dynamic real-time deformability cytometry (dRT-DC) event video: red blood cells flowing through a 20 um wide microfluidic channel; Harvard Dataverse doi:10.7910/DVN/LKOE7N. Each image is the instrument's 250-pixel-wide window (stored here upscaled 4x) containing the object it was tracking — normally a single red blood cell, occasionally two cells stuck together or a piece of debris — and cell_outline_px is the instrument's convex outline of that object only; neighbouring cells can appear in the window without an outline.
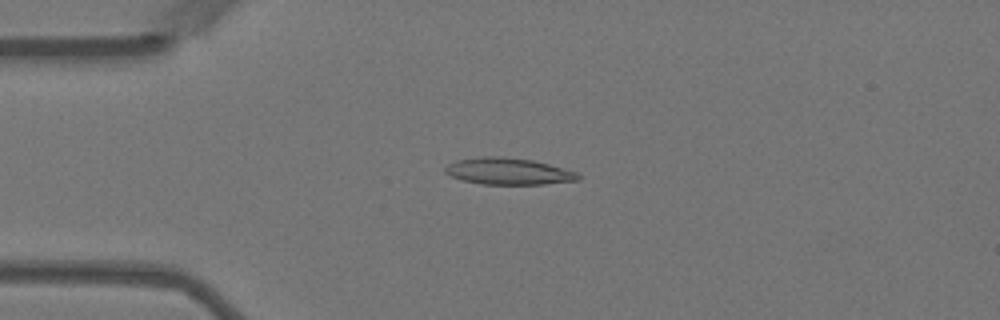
{"species": "Egyptian fruit bat (a non-hibernating species)", "species_latin": "Rousettus aegyptiacus", "temperature_condition": "warm", "stored_images_in_passage": 48, "camera_frame_rate_fps": 3000, "um_per_image_px": 0.085, "animal": {"sex": "female"}, "frame": {"image": 1, "passage_image": 12, "time_ms": 3.667, "image_size_px": [1000, 320], "cell_outline_px": [[580, 180], [544, 184], [480, 184], [448, 176], [444, 172], [444, 168], [448, 164], [456, 160], [484, 156], [504, 156], [532, 160], [548, 164], [576, 172], [580, 176]], "centroid_in_image_um": [43.17, 14.56], "position_along_channel_um": 41.8, "area_um2": 20.69}}
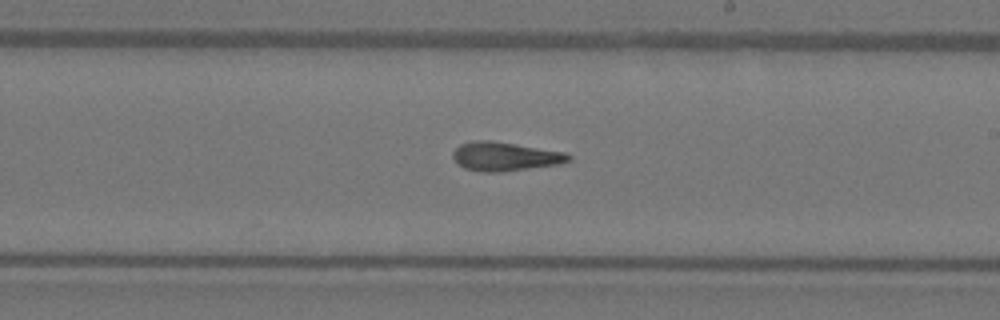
{"frame": {"image": 2, "passage_image": 31, "time_ms": 10.0, "image_size_px": [1000, 320], "cell_outline_px": [[572, 160], [560, 164], [504, 172], [484, 172], [464, 168], [452, 156], [452, 152], [460, 144], [476, 140], [488, 140], [564, 152], [572, 156]], "centroid_in_image_um": [42.94, 13.31], "position_along_channel_um": 246.1, "area_um2": 19.31}}
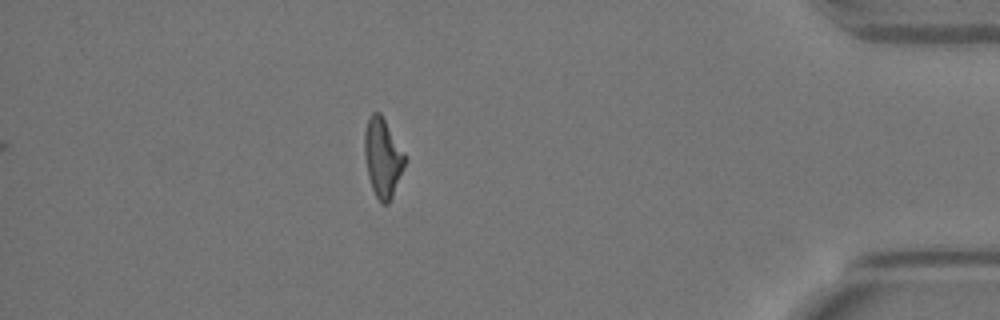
{"frame": {"image": 3, "passage_image": 48, "time_ms": 15.667, "image_size_px": [1000, 320], "cell_outline_px": [[404, 168], [392, 196], [388, 204], [380, 204], [372, 188], [368, 176], [364, 156], [364, 132], [368, 116], [372, 112], [380, 112], [404, 152]], "centroid_in_image_um": [32.5, 13.39], "position_along_channel_um": 402.7, "area_um2": 18.5}, "authors_computed_cell_mechanics": {"area_um2": 19.4786, "velocity_mm_per_s": 3.5625, "shape_relaxation_time_tau1_ms": null, "shape_relaxation_time_tau2_ms": 2.575, "deformation_change_tau1": null, "deformation_change_tau2": 0.1145}}